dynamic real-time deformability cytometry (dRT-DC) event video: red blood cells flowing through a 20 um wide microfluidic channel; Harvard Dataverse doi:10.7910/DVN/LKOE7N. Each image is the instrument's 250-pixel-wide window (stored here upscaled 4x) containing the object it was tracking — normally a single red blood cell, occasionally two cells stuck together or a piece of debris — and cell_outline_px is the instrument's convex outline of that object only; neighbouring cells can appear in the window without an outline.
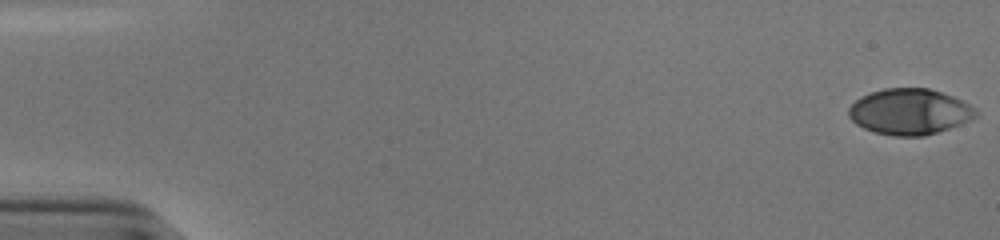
{"species": "human", "species_latin": "Homo sapiens", "temperature_condition": "cold", "stored_images_in_passage": 54, "camera_frame_rate_fps": 3000, "um_per_image_px": 0.085, "donor": {"sex": "male"}, "frame": {"image": 1, "passage_image": 1, "time_ms": 0.0, "image_size_px": [1000, 240], "cell_outline_px": [[980, 112], [976, 116], [960, 124], [924, 136], [896, 136], [876, 132], [864, 128], [856, 124], [848, 116], [848, 108], [860, 96], [884, 88], [928, 88], [952, 96], [976, 108]], "centroid_in_image_um": [77.3, 9.49], "position_along_channel_um": 7.7, "area_um2": 33.76}}
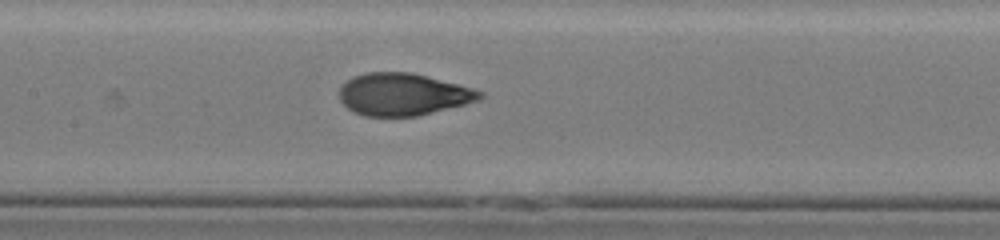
{"frame": {"image": 2, "passage_image": 27, "time_ms": 8.667, "image_size_px": [1000, 240], "cell_outline_px": [[484, 96], [480, 100], [416, 116], [364, 116], [348, 108], [340, 100], [340, 88], [352, 76], [364, 72], [412, 72], [460, 84], [484, 92]], "centroid_in_image_um": [34.28, 8.0], "position_along_channel_um": 173.1, "area_um2": 34.51}}
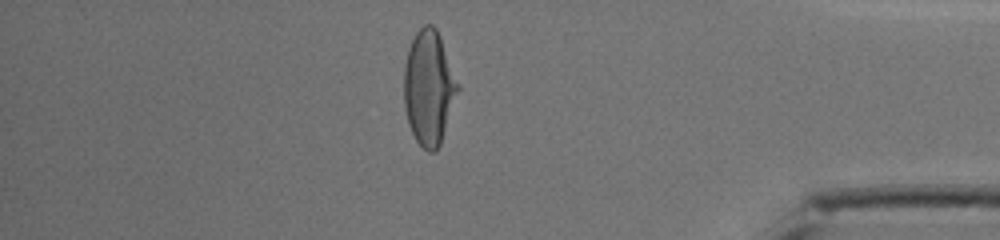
{"frame": {"image": 3, "passage_image": 47, "time_ms": 15.333, "image_size_px": [1000, 240], "cell_outline_px": [[460, 88], [440, 144], [436, 152], [428, 152], [416, 140], [408, 124], [404, 104], [404, 68], [408, 48], [416, 32], [424, 24], [432, 24], [436, 28], [440, 36], [460, 84]], "centroid_in_image_um": [36.47, 7.44], "position_along_channel_um": 398.7, "area_um2": 36.07}, "authors_computed_cell_mechanics": {"area_um2": 34.6511, "velocity_mm_per_s": 3.844, "shape_relaxation_time_tau1_ms": 4.5572, "shape_relaxation_time_tau2_ms": null, "deformation_change_tau1": 0.2232, "deformation_change_tau2": null}}